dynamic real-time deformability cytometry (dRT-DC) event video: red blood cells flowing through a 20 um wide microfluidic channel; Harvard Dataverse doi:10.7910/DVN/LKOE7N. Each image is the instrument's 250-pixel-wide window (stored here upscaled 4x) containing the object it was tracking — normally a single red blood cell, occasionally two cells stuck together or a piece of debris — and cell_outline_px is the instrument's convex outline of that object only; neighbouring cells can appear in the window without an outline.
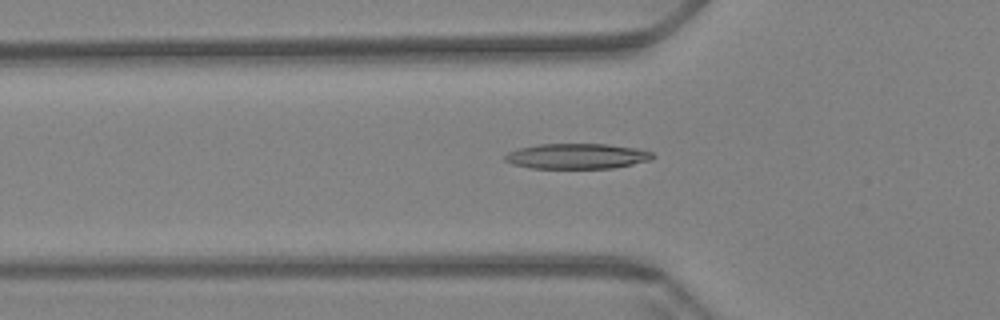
{"species": "Egyptian fruit bat (a non-hibernating species)", "species_latin": "Rousettus aegyptiacus", "temperature_condition": "warm", "stored_images_in_passage": 46, "camera_frame_rate_fps": 3000, "um_per_image_px": 0.085, "animal": {"sex": "female"}, "frame": {"image": 1, "passage_image": 6, "time_ms": 1.667, "image_size_px": [1000, 320], "cell_outline_px": [[656, 156], [652, 160], [612, 168], [532, 168], [512, 164], [504, 160], [504, 156], [508, 152], [520, 148], [540, 144], [608, 144], [636, 148], [652, 152]], "centroid_in_image_um": [49.07, 13.27], "position_along_channel_um": 76.7, "area_um2": 21.79}}
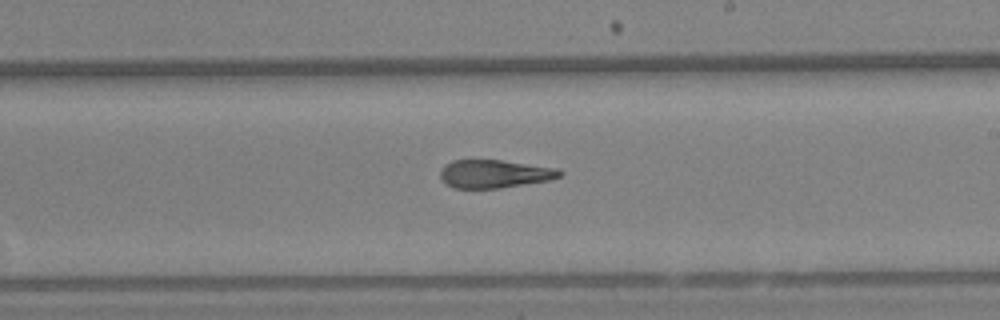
{"frame": {"image": 2, "passage_image": 21, "time_ms": 6.667, "image_size_px": [1000, 320], "cell_outline_px": [[564, 172], [560, 176], [548, 180], [496, 188], [452, 188], [444, 184], [440, 176], [440, 168], [444, 164], [452, 160], [500, 160], [560, 168]], "centroid_in_image_um": [41.98, 14.77], "position_along_channel_um": 247.0, "area_um2": 19.65}}
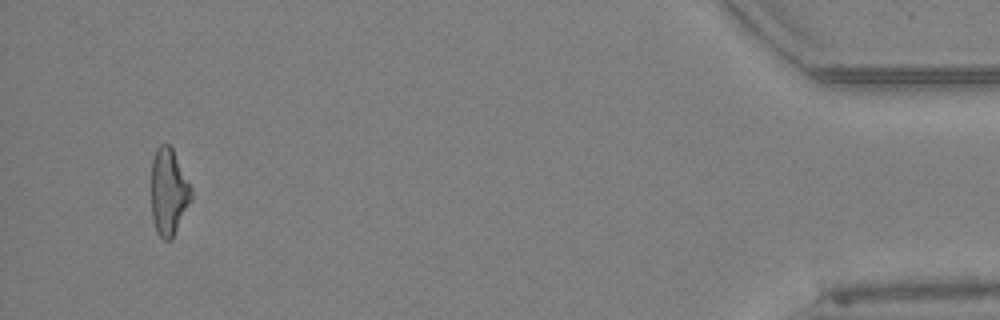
{"frame": {"image": 3, "passage_image": 43, "time_ms": 14.0, "image_size_px": [1000, 320], "cell_outline_px": [[192, 200], [172, 236], [168, 240], [164, 240], [156, 232], [152, 220], [152, 160], [156, 148], [160, 144], [168, 144], [172, 148], [192, 188]], "centroid_in_image_um": [14.33, 16.29], "position_along_channel_um": 420.9, "area_um2": 20.0}, "authors_computed_cell_mechanics": {"area_um2": 20.6924, "velocity_mm_per_s": 3.4188, "shape_relaxation_time_tau1_ms": null, "shape_relaxation_time_tau2_ms": 3.6813, "deformation_change_tau1": null, "deformation_change_tau2": 0.145}}